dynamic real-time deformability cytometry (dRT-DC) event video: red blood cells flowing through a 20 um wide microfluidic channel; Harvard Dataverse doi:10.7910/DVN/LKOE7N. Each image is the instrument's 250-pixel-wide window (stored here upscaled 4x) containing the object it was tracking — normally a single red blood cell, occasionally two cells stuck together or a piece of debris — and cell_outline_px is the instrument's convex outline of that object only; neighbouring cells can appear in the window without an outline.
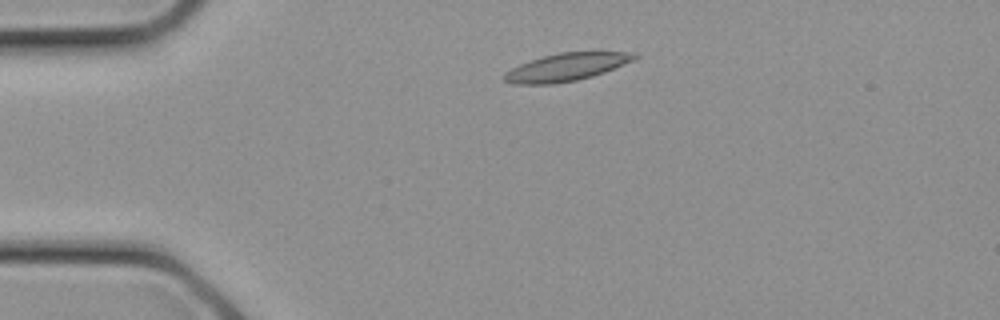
{"species": "common noctule bat (a hibernating species)", "species_latin": "Nyctalus noctula", "temperature_condition": "cold", "stored_images_in_passage": 8, "camera_frame_rate_fps": 3000, "um_per_image_px": 0.085, "animal": {"sex": "female", "body_mass_g": 21.9}, "frame": {"image": 1, "passage_image": 4, "time_ms": 1.0, "image_size_px": [1000, 320], "cell_outline_px": [[640, 56], [636, 60], [604, 72], [592, 76], [576, 80], [552, 84], [512, 84], [504, 80], [500, 76], [504, 72], [520, 64], [544, 56], [560, 52], [636, 52]], "centroid_in_image_um": [48.15, 5.7], "position_along_channel_um": 36.8, "area_um2": 21.1}}
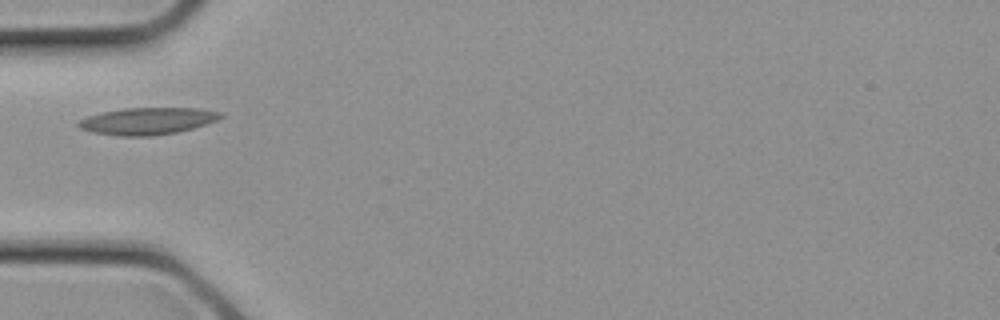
{"frame": {"image": 2, "passage_image": 7, "time_ms": 2.0, "image_size_px": [1000, 320], "cell_outline_px": [[224, 116], [216, 120], [192, 128], [176, 132], [152, 136], [120, 136], [92, 132], [80, 128], [76, 124], [76, 120], [88, 116], [104, 112], [124, 108], [200, 108], [220, 112]], "centroid_in_image_um": [12.5, 10.29], "position_along_channel_um": 72.5, "area_um2": 22.25}}